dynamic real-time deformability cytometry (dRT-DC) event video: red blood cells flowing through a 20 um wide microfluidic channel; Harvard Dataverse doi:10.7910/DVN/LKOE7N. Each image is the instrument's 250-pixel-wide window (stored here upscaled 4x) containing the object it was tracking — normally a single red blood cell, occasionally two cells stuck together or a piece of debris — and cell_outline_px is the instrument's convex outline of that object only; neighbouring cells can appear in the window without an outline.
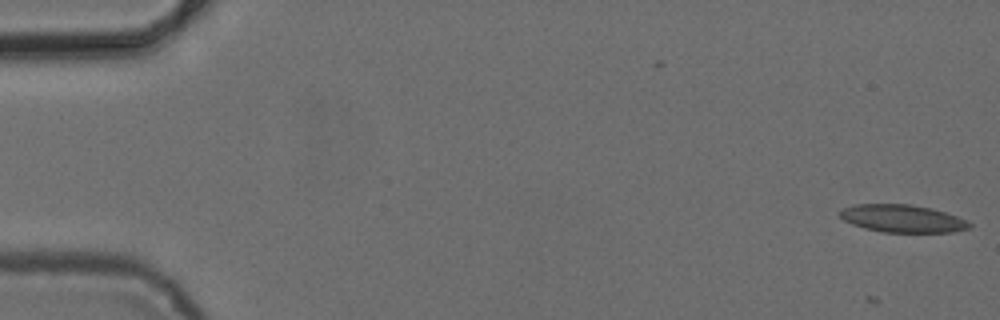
{"species": "common noctule bat (a hibernating species)", "species_latin": "Nyctalus noctula", "temperature_condition": "cold", "stored_images_in_passage": 38, "camera_frame_rate_fps": 3000, "um_per_image_px": 0.085, "animal": {"sex": "female", "body_mass_g": 24.6, "forearm_length_mm": 56.2}, "frame": {"image": 1, "passage_image": 1, "time_ms": 0.0, "image_size_px": [1000, 320], "cell_outline_px": [[972, 228], [952, 232], [880, 232], [864, 228], [852, 224], [844, 220], [840, 216], [840, 212], [844, 208], [856, 204], [912, 204], [932, 208], [956, 216], [972, 224]], "centroid_in_image_um": [76.72, 18.58], "position_along_channel_um": 8.3, "area_um2": 20.81}}
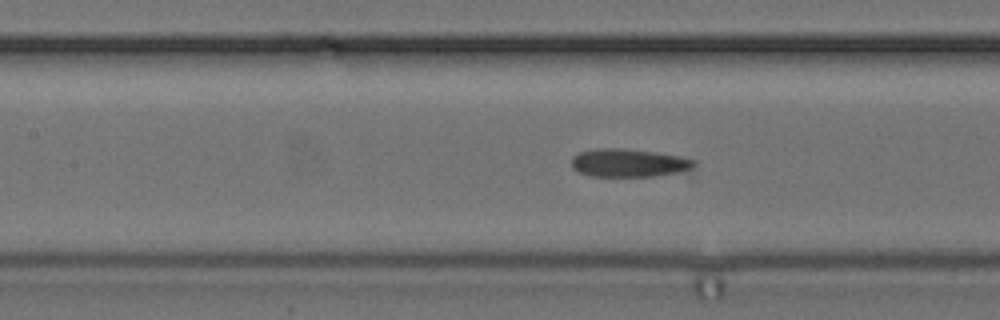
{"frame": {"image": 2, "passage_image": 24, "time_ms": 7.667, "image_size_px": [1000, 320], "cell_outline_px": [[696, 164], [692, 168], [676, 172], [652, 176], [592, 176], [580, 172], [572, 168], [572, 156], [580, 152], [596, 148], [624, 148], [656, 152], [680, 156], [696, 160]], "centroid_in_image_um": [53.43, 13.83], "position_along_channel_um": 154.0, "area_um2": 20.0}}
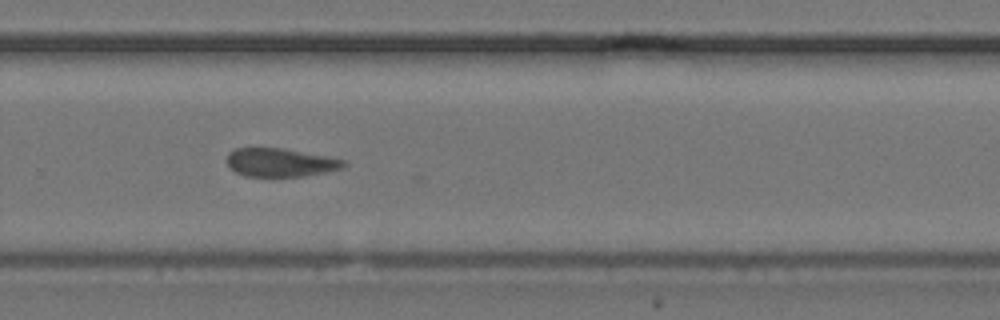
{"frame": {"image": 3, "passage_image": 36, "time_ms": 11.667, "image_size_px": [1000, 320], "cell_outline_px": [[348, 164], [344, 168], [304, 176], [244, 176], [228, 168], [228, 152], [236, 148], [284, 148], [328, 156], [344, 160]], "centroid_in_image_um": [23.84, 13.81], "position_along_channel_um": 306.0, "area_um2": 19.42}}